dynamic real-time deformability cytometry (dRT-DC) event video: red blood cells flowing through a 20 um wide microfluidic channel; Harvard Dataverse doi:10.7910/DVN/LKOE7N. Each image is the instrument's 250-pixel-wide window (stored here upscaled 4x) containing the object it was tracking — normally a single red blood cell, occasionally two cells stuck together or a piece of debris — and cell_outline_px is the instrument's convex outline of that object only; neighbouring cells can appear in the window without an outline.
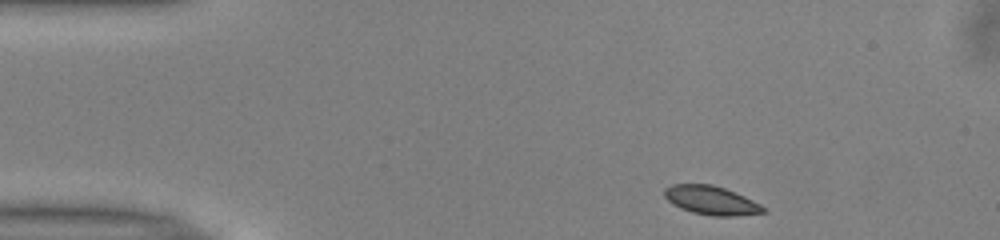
{"species": "common noctule bat (a hibernating species)", "species_latin": "Nyctalus noctula", "temperature_condition": "warm", "stored_images_in_passage": 45, "camera_frame_rate_fps": 3000, "um_per_image_px": 0.085, "animal": {"sex": "male", "body_mass_g": 13.0, "forearm_length_mm": 53.1}, "frame": {"image": 1, "passage_image": 1, "time_ms": 0.0, "image_size_px": [1000, 240], "cell_outline_px": [[768, 212], [736, 216], [712, 216], [692, 212], [680, 208], [672, 204], [664, 196], [664, 188], [672, 184], [712, 184], [724, 188], [744, 196], [768, 208]], "centroid_in_image_um": [60.47, 17.04], "position_along_channel_um": 24.5, "area_um2": 16.7}}
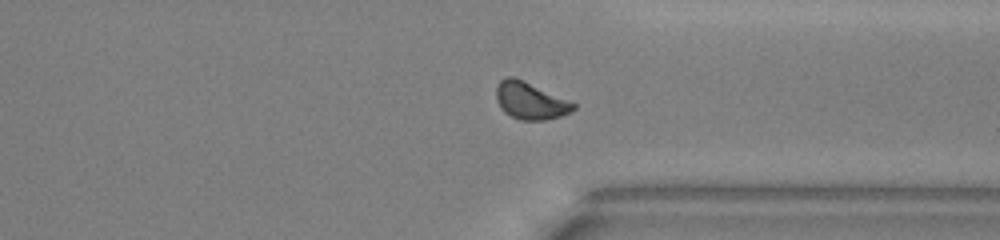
{"frame": {"image": 2, "passage_image": 32, "time_ms": 10.333, "image_size_px": [1000, 240], "cell_outline_px": [[576, 108], [560, 116], [544, 120], [520, 120], [504, 112], [500, 108], [496, 100], [496, 88], [500, 80], [504, 76], [516, 76], [576, 104]], "centroid_in_image_um": [45.02, 8.54], "position_along_channel_um": 366.4, "area_um2": 16.7}}
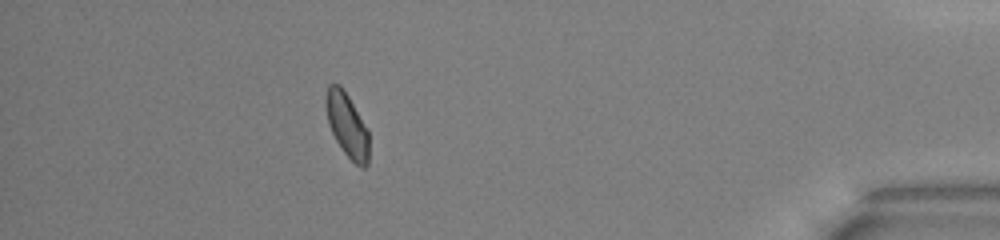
{"frame": {"image": 3, "passage_image": 39, "time_ms": 12.667, "image_size_px": [1000, 240], "cell_outline_px": [[368, 164], [364, 168], [360, 168], [344, 152], [336, 140], [328, 124], [324, 104], [324, 100], [328, 84], [340, 84], [348, 96], [368, 128]], "centroid_in_image_um": [29.48, 10.61], "position_along_channel_um": 405.7, "area_um2": 16.18}, "authors_computed_cell_mechanics": {"area_um2": 16.5886, "velocity_mm_per_s": 3.9989, "shape_relaxation_time_tau1_ms": 4.9011, "shape_relaxation_time_tau2_ms": null, "deformation_change_tau1": 0.1165, "deformation_change_tau2": null}}